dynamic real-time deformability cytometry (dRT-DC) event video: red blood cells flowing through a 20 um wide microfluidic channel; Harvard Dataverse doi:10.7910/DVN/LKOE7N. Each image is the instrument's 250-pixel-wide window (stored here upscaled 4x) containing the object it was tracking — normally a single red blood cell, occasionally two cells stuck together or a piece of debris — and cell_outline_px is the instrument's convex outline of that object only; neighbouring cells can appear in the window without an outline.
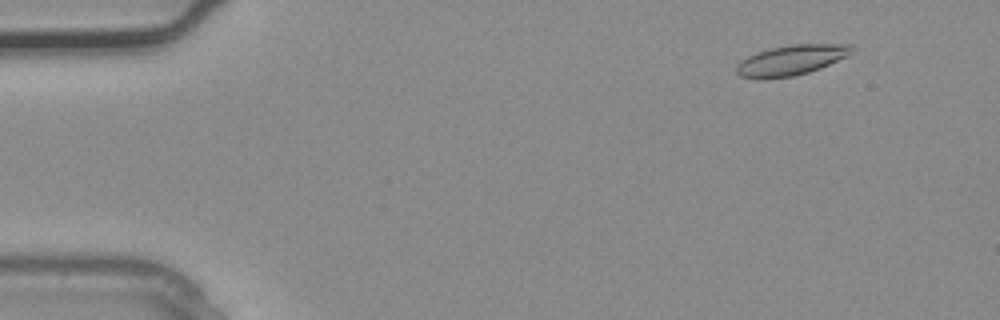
{"species": "common noctule bat (a hibernating species)", "species_latin": "Nyctalus noctula", "temperature_condition": "warm", "stored_images_in_passage": 3, "camera_frame_rate_fps": 3000, "um_per_image_px": 0.085, "animal": {"sex": "male", "body_mass_g": 20.4}, "frame": {"image": 1, "passage_image": 1, "time_ms": 0.0, "image_size_px": [1000, 320], "cell_outline_px": [[852, 52], [848, 56], [820, 68], [808, 72], [792, 76], [764, 80], [740, 76], [736, 72], [736, 64], [740, 60], [756, 52], [768, 48], [792, 44], [852, 44]], "centroid_in_image_um": [67.21, 5.12], "position_along_channel_um": 17.8, "area_um2": 20.52}}
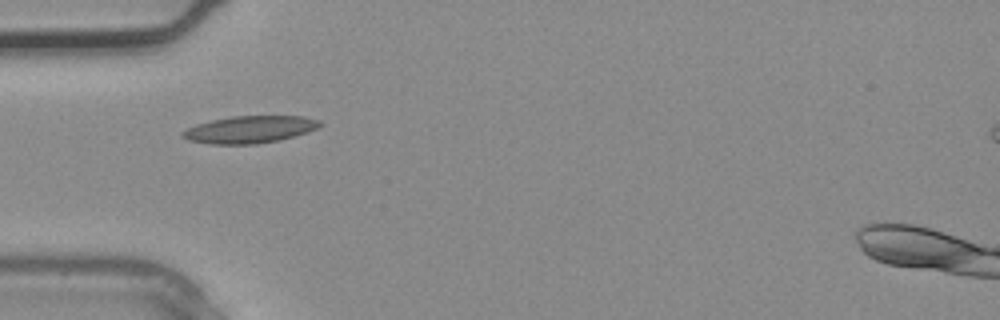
{"frame": {"image": 2, "passage_image": 3, "time_ms": 0.667, "image_size_px": [1000, 320], "cell_outline_px": [[324, 124], [308, 132], [280, 140], [256, 144], [208, 144], [188, 140], [180, 136], [180, 132], [196, 124], [212, 120], [232, 116], [304, 116], [320, 120]], "centroid_in_image_um": [21.22, 11.01], "position_along_channel_um": 63.8, "area_um2": 21.91}}